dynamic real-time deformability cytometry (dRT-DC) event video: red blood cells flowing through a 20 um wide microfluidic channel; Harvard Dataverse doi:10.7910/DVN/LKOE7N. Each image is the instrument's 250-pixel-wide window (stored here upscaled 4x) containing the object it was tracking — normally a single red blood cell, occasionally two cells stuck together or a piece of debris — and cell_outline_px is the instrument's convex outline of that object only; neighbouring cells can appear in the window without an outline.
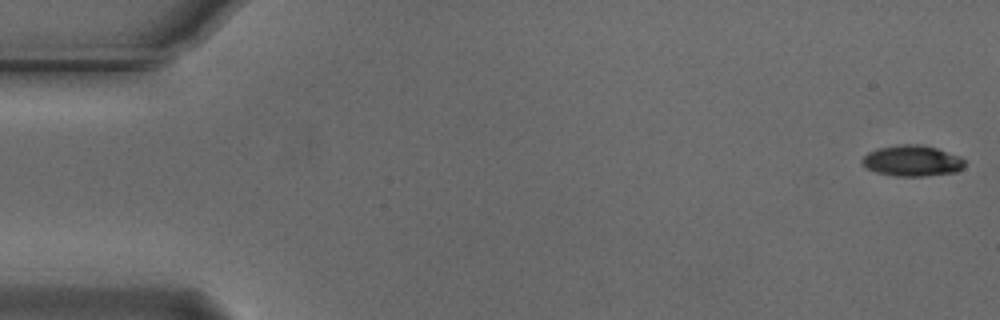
{"species": "Egyptian fruit bat (a non-hibernating species)", "species_latin": "Rousettus aegyptiacus", "temperature_condition": "cold", "stored_images_in_passage": 37, "camera_frame_rate_fps": 3000, "um_per_image_px": 0.085, "animal": {"sex": "male"}, "frame": {"image": 1, "passage_image": 1, "time_ms": 0.0, "image_size_px": [1000, 320], "cell_outline_px": [[964, 168], [956, 172], [924, 176], [896, 176], [876, 172], [868, 168], [860, 160], [868, 152], [880, 148], [900, 144], [916, 144], [936, 148], [960, 156], [964, 160]], "centroid_in_image_um": [77.55, 13.67], "position_along_channel_um": 7.4, "area_um2": 18.32}}
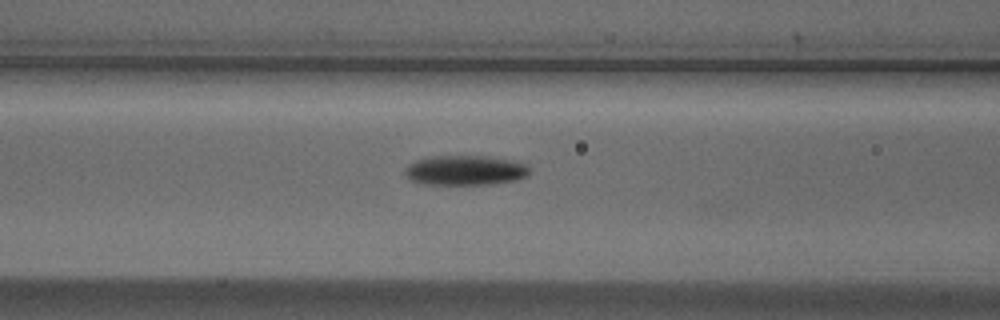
{"frame": {"image": 2, "passage_image": 22, "time_ms": 7.0, "image_size_px": [1000, 320], "cell_outline_px": [[528, 176], [516, 180], [492, 184], [424, 184], [412, 180], [404, 172], [404, 168], [408, 164], [416, 160], [428, 156], [488, 156], [512, 160], [524, 164], [528, 168]], "centroid_in_image_um": [39.52, 14.47], "position_along_channel_um": 127.1, "area_um2": 21.62}}
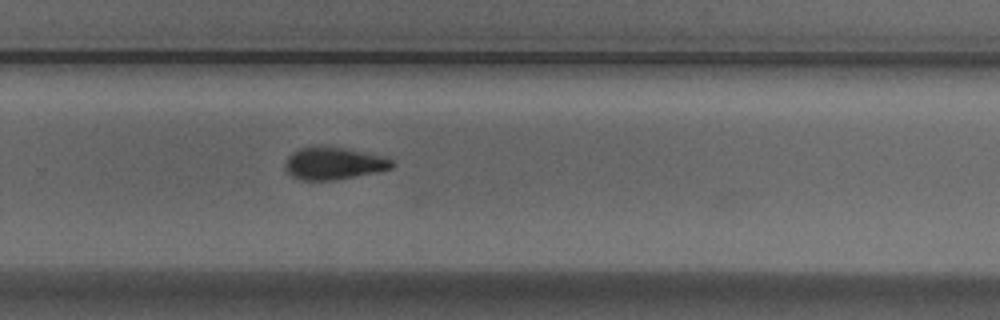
{"frame": {"image": 3, "passage_image": 36, "time_ms": 11.667, "image_size_px": [1000, 320], "cell_outline_px": [[396, 164], [392, 168], [376, 172], [336, 180], [300, 180], [292, 176], [284, 168], [284, 164], [288, 156], [292, 152], [300, 148], [320, 144], [344, 148], [384, 156], [392, 160]], "centroid_in_image_um": [28.34, 13.87], "position_along_channel_um": 301.5, "area_um2": 20.46}}